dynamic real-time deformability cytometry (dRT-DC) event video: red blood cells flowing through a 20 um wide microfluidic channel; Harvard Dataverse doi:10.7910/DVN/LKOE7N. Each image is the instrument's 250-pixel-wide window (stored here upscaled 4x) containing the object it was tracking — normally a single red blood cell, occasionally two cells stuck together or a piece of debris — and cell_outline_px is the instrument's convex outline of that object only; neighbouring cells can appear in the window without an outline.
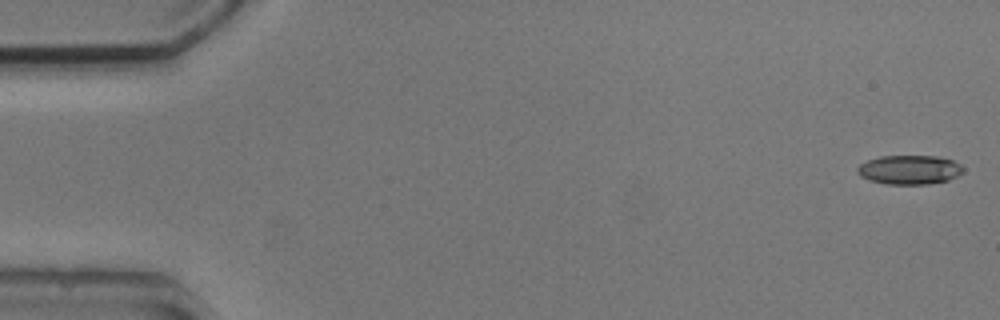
{"species": "common noctule bat (a hibernating species)", "species_latin": "Nyctalus noctula", "temperature_condition": "cold", "stored_images_in_passage": 7, "camera_frame_rate_fps": 3000, "um_per_image_px": 0.085, "animal": {"sex": "male", "body_mass_g": 20.5, "forearm_length_mm": 52.5}, "frame": {"image": 1, "passage_image": 1, "time_ms": 0.0, "image_size_px": [1000, 320], "cell_outline_px": [[964, 172], [948, 180], [928, 184], [888, 184], [868, 180], [860, 176], [856, 172], [856, 168], [860, 164], [868, 160], [880, 156], [936, 156], [952, 160], [960, 164], [964, 168]], "centroid_in_image_um": [77.29, 14.43], "position_along_channel_um": 7.7, "area_um2": 18.03}}
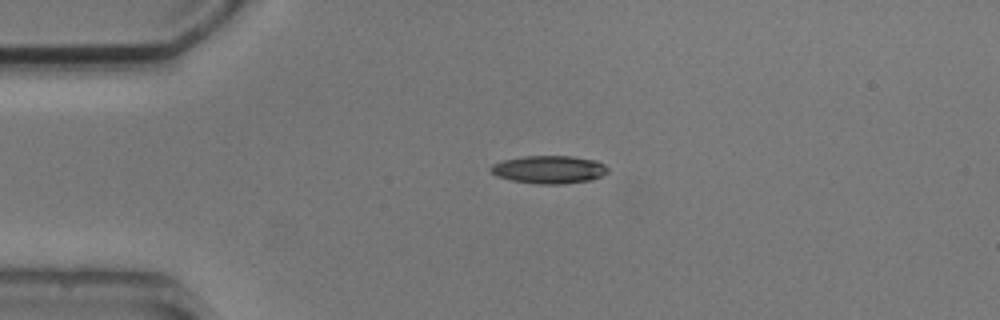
{"frame": {"image": 2, "passage_image": 4, "time_ms": 3.667, "image_size_px": [1000, 320], "cell_outline_px": [[608, 172], [592, 180], [564, 184], [540, 184], [512, 180], [496, 176], [488, 168], [492, 164], [504, 160], [524, 156], [572, 156], [596, 160], [604, 164], [608, 168]], "centroid_in_image_um": [46.68, 14.41], "position_along_channel_um": 38.3, "area_um2": 19.07}}